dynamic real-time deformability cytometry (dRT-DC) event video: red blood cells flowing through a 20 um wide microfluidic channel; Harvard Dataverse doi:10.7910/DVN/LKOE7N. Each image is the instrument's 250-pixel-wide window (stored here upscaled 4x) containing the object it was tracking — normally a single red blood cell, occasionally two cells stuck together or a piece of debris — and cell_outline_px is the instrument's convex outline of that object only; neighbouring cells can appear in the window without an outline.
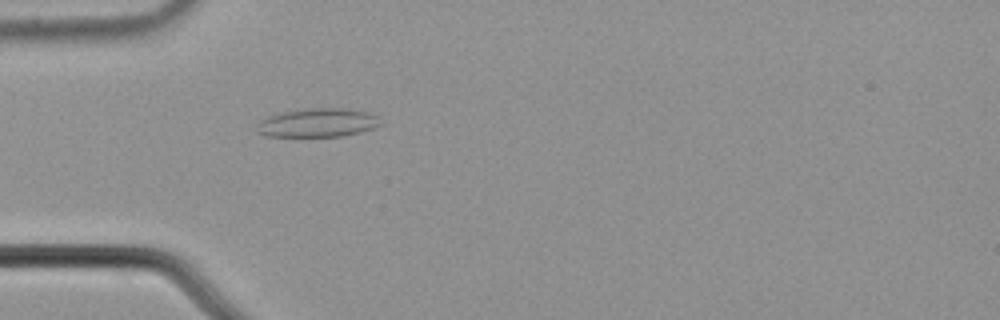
{"species": "common noctule bat (a hibernating species)", "species_latin": "Nyctalus noctula", "temperature_condition": "cold", "stored_images_in_passage": 56, "camera_frame_rate_fps": 3000, "um_per_image_px": 0.085, "animal": {"sex": "male", "body_mass_g": 21.5, "forearm_length_mm": 52.0}, "frame": {"image": 1, "passage_image": 17, "time_ms": 5.333, "image_size_px": [1000, 320], "cell_outline_px": [[380, 124], [372, 128], [344, 136], [264, 136], [256, 132], [256, 124], [260, 120], [268, 116], [284, 112], [304, 108], [344, 108], [368, 112], [380, 116]], "centroid_in_image_um": [26.97, 10.43], "position_along_channel_um": 58.0, "area_um2": 20.75}}
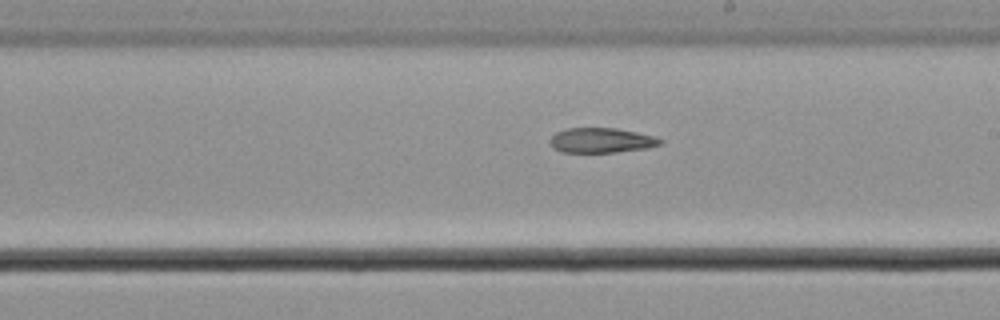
{"frame": {"image": 2, "passage_image": 32, "time_ms": 10.333, "image_size_px": [1000, 320], "cell_outline_px": [[664, 140], [660, 144], [648, 148], [616, 152], [560, 152], [552, 148], [548, 140], [556, 132], [568, 128], [616, 128], [636, 132], [652, 136]], "centroid_in_image_um": [51.07, 11.93], "position_along_channel_um": 237.9, "area_um2": 16.01}}
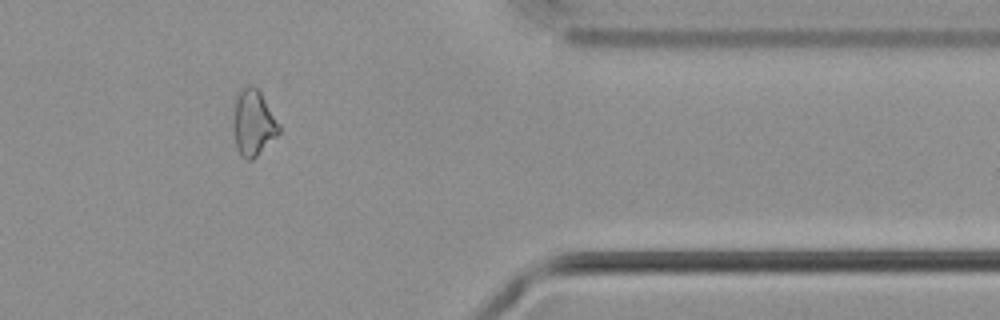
{"frame": {"image": 3, "passage_image": 46, "time_ms": 15.0, "image_size_px": [1000, 320], "cell_outline_px": [[280, 132], [252, 160], [248, 160], [236, 148], [232, 120], [236, 92], [248, 84], [256, 88], [260, 92], [280, 124]], "centroid_in_image_um": [21.5, 10.4], "position_along_channel_um": 389.9, "area_um2": 17.51}}